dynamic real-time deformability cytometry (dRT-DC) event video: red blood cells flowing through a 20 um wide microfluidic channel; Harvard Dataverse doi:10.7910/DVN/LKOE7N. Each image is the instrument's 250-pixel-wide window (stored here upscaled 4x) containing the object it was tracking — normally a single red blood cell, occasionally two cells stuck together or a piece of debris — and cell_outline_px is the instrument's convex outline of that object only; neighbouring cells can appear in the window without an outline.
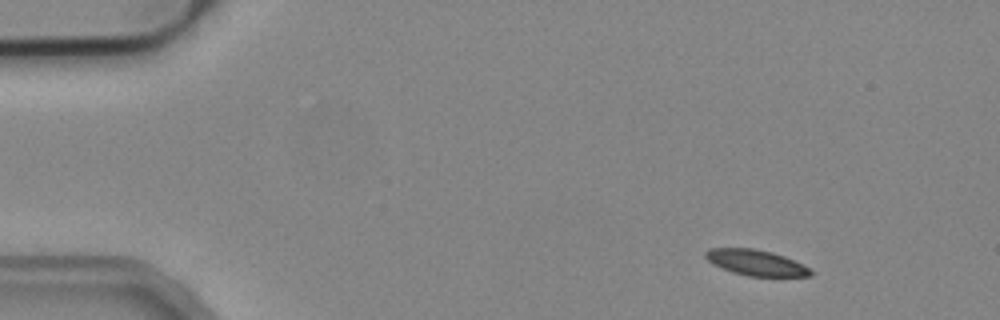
{"species": "common noctule bat (a hibernating species)", "species_latin": "Nyctalus noctula", "temperature_condition": "cold", "stored_images_in_passage": 3, "camera_frame_rate_fps": 3000, "um_per_image_px": 0.085, "animal": {"sex": "male", "body_mass_g": 19.2, "forearm_length_mm": 51.8}, "frame": {"image": 1, "passage_image": 1, "time_ms": 0.0, "image_size_px": [1000, 320], "cell_outline_px": [[812, 276], [748, 276], [732, 272], [708, 260], [704, 256], [704, 252], [708, 248], [752, 248], [772, 252], [784, 256], [812, 268]], "centroid_in_image_um": [64.28, 22.32], "position_along_channel_um": 20.7, "area_um2": 15.66}}